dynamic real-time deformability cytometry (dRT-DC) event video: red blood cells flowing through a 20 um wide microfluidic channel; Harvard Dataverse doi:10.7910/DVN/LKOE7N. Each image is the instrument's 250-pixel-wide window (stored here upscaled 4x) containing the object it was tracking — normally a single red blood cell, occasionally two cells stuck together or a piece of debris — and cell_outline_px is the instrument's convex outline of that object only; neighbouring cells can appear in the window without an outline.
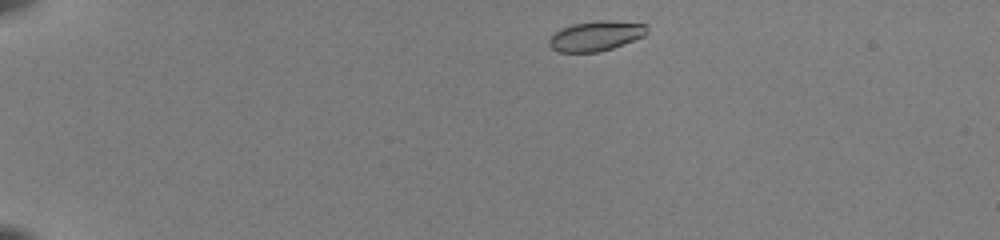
{"species": "common noctule bat (a hibernating species)", "species_latin": "Nyctalus noctula", "temperature_condition": "room temperature", "stored_images_in_passage": 42, "camera_frame_rate_fps": 3000, "um_per_image_px": 0.085, "animal": {"sex": "female", "body_mass_g": 22.0, "forearm_length_mm": 56.7}, "frame": {"image": 1, "passage_image": 1, "time_ms": 0.0, "image_size_px": [1000, 240], "cell_outline_px": [[648, 32], [644, 36], [612, 48], [600, 52], [556, 52], [548, 44], [548, 40], [560, 28], [572, 24], [600, 20], [608, 20], [648, 24]], "centroid_in_image_um": [50.65, 3.05], "position_along_channel_um": 34.3, "area_um2": 17.17}}
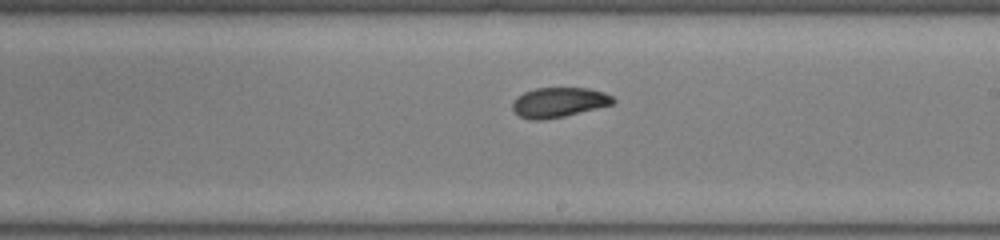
{"frame": {"image": 2, "passage_image": 23, "time_ms": 7.333, "image_size_px": [1000, 240], "cell_outline_px": [[616, 100], [612, 104], [564, 116], [540, 120], [532, 120], [520, 116], [512, 108], [512, 100], [516, 96], [524, 92], [536, 88], [588, 88], [604, 92], [612, 96]], "centroid_in_image_um": [47.47, 8.69], "position_along_channel_um": 241.5, "area_um2": 17.4}}
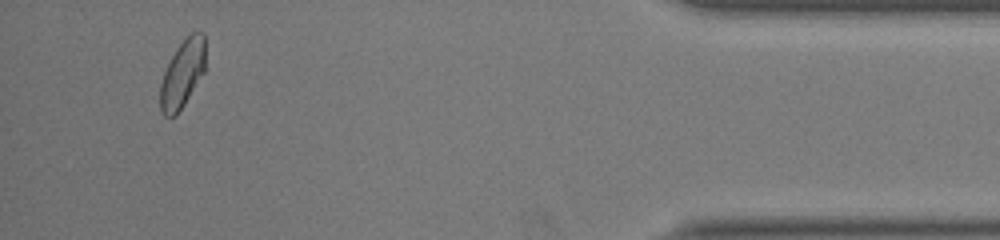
{"frame": {"image": 3, "passage_image": 40, "time_ms": 13.0, "image_size_px": [1000, 240], "cell_outline_px": [[204, 72], [184, 104], [176, 116], [164, 116], [160, 112], [160, 84], [164, 72], [176, 48], [192, 32], [204, 32]], "centroid_in_image_um": [15.49, 6.3], "position_along_channel_um": 419.7, "area_um2": 17.57}, "authors_computed_cell_mechanics": {"area_um2": 17.8313, "velocity_mm_per_s": 3.9764, "shape_relaxation_time_tau1_ms": 5.0187, "shape_relaxation_time_tau2_ms": 1.2195, "deformation_change_tau1": 0.1641, "deformation_change_tau2": 0.0514}}